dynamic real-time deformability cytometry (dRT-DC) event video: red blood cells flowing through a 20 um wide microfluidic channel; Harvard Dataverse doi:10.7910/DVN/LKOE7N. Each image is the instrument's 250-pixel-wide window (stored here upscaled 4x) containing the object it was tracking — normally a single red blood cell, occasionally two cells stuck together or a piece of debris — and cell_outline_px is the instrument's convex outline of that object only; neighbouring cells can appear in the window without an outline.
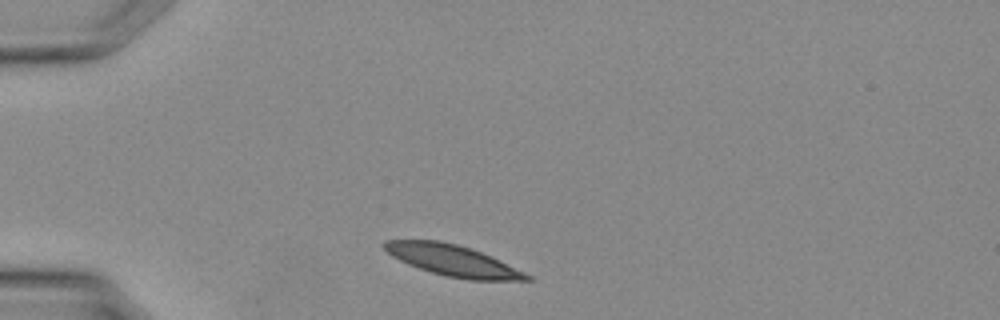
{"species": "Egyptian fruit bat (a non-hibernating species)", "species_latin": "Rousettus aegyptiacus", "temperature_condition": "warm", "stored_images_in_passage": 28, "camera_frame_rate_fps": 3000, "um_per_image_px": 0.085, "animal": {"sex": "female"}, "frame": {"image": 1, "passage_image": 1, "time_ms": 0.0, "image_size_px": [1000, 320], "cell_outline_px": [[532, 280], [468, 280], [448, 276], [432, 272], [408, 264], [392, 256], [380, 244], [384, 240], [440, 240], [456, 244], [480, 252], [524, 272], [532, 276]], "centroid_in_image_um": [38.43, 22.13], "position_along_channel_um": 46.6, "area_um2": 25.32}}
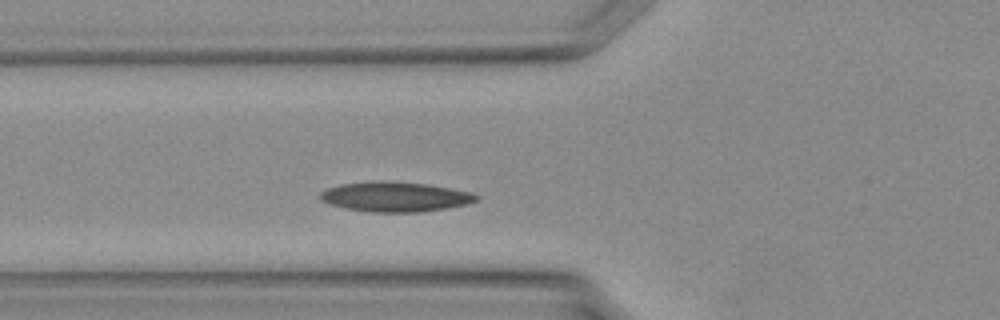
{"frame": {"image": 2, "passage_image": 5, "time_ms": 1.333, "image_size_px": [1000, 320], "cell_outline_px": [[480, 200], [448, 208], [420, 212], [372, 212], [344, 208], [328, 204], [320, 200], [320, 192], [328, 188], [340, 184], [428, 184], [468, 192], [480, 196]], "centroid_in_image_um": [33.6, 16.78], "position_along_channel_um": 92.2, "area_um2": 25.89}}
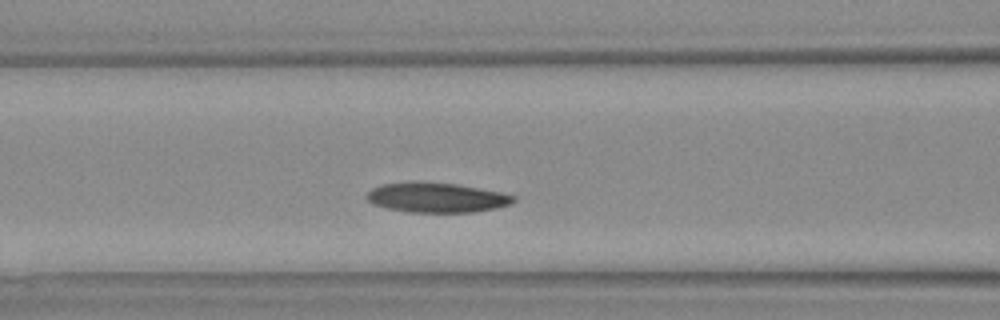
{"frame": {"image": 3, "passage_image": 7, "time_ms": 2.0, "image_size_px": [1000, 320], "cell_outline_px": [[516, 200], [512, 204], [496, 208], [476, 212], [408, 212], [388, 208], [372, 204], [364, 196], [372, 188], [380, 184], [408, 180], [452, 184], [500, 192], [516, 196]], "centroid_in_image_um": [37.06, 16.78], "position_along_channel_um": 129.5, "area_um2": 25.72}}